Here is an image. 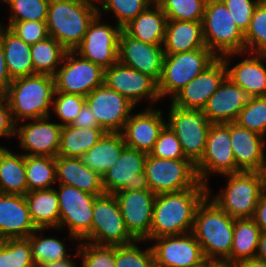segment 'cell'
<instances>
[{"mask_svg":"<svg viewBox=\"0 0 266 267\" xmlns=\"http://www.w3.org/2000/svg\"><path fill=\"white\" fill-rule=\"evenodd\" d=\"M208 194V187L200 181L190 189L157 194L147 239L186 234L189 227L192 232L196 209Z\"/></svg>","mask_w":266,"mask_h":267,"instance_id":"6da1fadb","label":"cell"},{"mask_svg":"<svg viewBox=\"0 0 266 267\" xmlns=\"http://www.w3.org/2000/svg\"><path fill=\"white\" fill-rule=\"evenodd\" d=\"M97 14L98 8L89 0H50L46 19L48 35L67 51L74 50Z\"/></svg>","mask_w":266,"mask_h":267,"instance_id":"7a4b0ae2","label":"cell"},{"mask_svg":"<svg viewBox=\"0 0 266 267\" xmlns=\"http://www.w3.org/2000/svg\"><path fill=\"white\" fill-rule=\"evenodd\" d=\"M207 199L208 196L196 209L192 232L205 259H216L215 255H219L222 260H227L231 254L235 218L230 217L214 201L207 205Z\"/></svg>","mask_w":266,"mask_h":267,"instance_id":"3957f363","label":"cell"},{"mask_svg":"<svg viewBox=\"0 0 266 267\" xmlns=\"http://www.w3.org/2000/svg\"><path fill=\"white\" fill-rule=\"evenodd\" d=\"M54 92L53 76L34 74L14 79L6 96L11 113H15L17 118L37 119L48 117V108L53 104Z\"/></svg>","mask_w":266,"mask_h":267,"instance_id":"277c9868","label":"cell"},{"mask_svg":"<svg viewBox=\"0 0 266 267\" xmlns=\"http://www.w3.org/2000/svg\"><path fill=\"white\" fill-rule=\"evenodd\" d=\"M232 18L222 0H207L202 29L205 45L212 52L217 48L225 56L244 51V34Z\"/></svg>","mask_w":266,"mask_h":267,"instance_id":"5b68a950","label":"cell"},{"mask_svg":"<svg viewBox=\"0 0 266 267\" xmlns=\"http://www.w3.org/2000/svg\"><path fill=\"white\" fill-rule=\"evenodd\" d=\"M218 57L208 48L189 52L165 54L160 79L159 95L173 93L175 96L192 79L208 68Z\"/></svg>","mask_w":266,"mask_h":267,"instance_id":"8992f818","label":"cell"},{"mask_svg":"<svg viewBox=\"0 0 266 267\" xmlns=\"http://www.w3.org/2000/svg\"><path fill=\"white\" fill-rule=\"evenodd\" d=\"M144 173L155 195L190 189L199 182L190 159H162L147 154Z\"/></svg>","mask_w":266,"mask_h":267,"instance_id":"52a82bcc","label":"cell"},{"mask_svg":"<svg viewBox=\"0 0 266 267\" xmlns=\"http://www.w3.org/2000/svg\"><path fill=\"white\" fill-rule=\"evenodd\" d=\"M228 176L227 189L213 201L230 217L253 218L263 195L259 171H240Z\"/></svg>","mask_w":266,"mask_h":267,"instance_id":"ba28073f","label":"cell"},{"mask_svg":"<svg viewBox=\"0 0 266 267\" xmlns=\"http://www.w3.org/2000/svg\"><path fill=\"white\" fill-rule=\"evenodd\" d=\"M91 231L83 239L98 245H128L136 241L128 232L114 194H103L93 204ZM105 241V242H103Z\"/></svg>","mask_w":266,"mask_h":267,"instance_id":"9c48e42d","label":"cell"},{"mask_svg":"<svg viewBox=\"0 0 266 267\" xmlns=\"http://www.w3.org/2000/svg\"><path fill=\"white\" fill-rule=\"evenodd\" d=\"M169 123L184 155L196 164L203 156L211 123L203 110L183 109L172 104Z\"/></svg>","mask_w":266,"mask_h":267,"instance_id":"30bf717a","label":"cell"},{"mask_svg":"<svg viewBox=\"0 0 266 267\" xmlns=\"http://www.w3.org/2000/svg\"><path fill=\"white\" fill-rule=\"evenodd\" d=\"M73 53L74 50L66 52L62 59L63 62L66 61L64 67L56 71L53 76L55 92L86 97L104 83V69L83 57L80 59L73 57Z\"/></svg>","mask_w":266,"mask_h":267,"instance_id":"8fae6325","label":"cell"},{"mask_svg":"<svg viewBox=\"0 0 266 267\" xmlns=\"http://www.w3.org/2000/svg\"><path fill=\"white\" fill-rule=\"evenodd\" d=\"M199 181L204 183L209 172L232 174L241 170L236 166L230 139V123H211L206 148L201 159L195 164Z\"/></svg>","mask_w":266,"mask_h":267,"instance_id":"7c38bea8","label":"cell"},{"mask_svg":"<svg viewBox=\"0 0 266 267\" xmlns=\"http://www.w3.org/2000/svg\"><path fill=\"white\" fill-rule=\"evenodd\" d=\"M56 194L60 208L59 227L67 224L72 237L83 239L92 228L93 204L97 196L65 184H60Z\"/></svg>","mask_w":266,"mask_h":267,"instance_id":"4fadbf2b","label":"cell"},{"mask_svg":"<svg viewBox=\"0 0 266 267\" xmlns=\"http://www.w3.org/2000/svg\"><path fill=\"white\" fill-rule=\"evenodd\" d=\"M147 153L126 147L110 169L102 175L105 193L115 194L120 190H150L144 163Z\"/></svg>","mask_w":266,"mask_h":267,"instance_id":"5bb4252c","label":"cell"},{"mask_svg":"<svg viewBox=\"0 0 266 267\" xmlns=\"http://www.w3.org/2000/svg\"><path fill=\"white\" fill-rule=\"evenodd\" d=\"M98 14L90 22L82 42L74 49L80 56L102 69H108L118 62L119 36L122 28L117 25L115 29L108 25H99Z\"/></svg>","mask_w":266,"mask_h":267,"instance_id":"9a60e30c","label":"cell"},{"mask_svg":"<svg viewBox=\"0 0 266 267\" xmlns=\"http://www.w3.org/2000/svg\"><path fill=\"white\" fill-rule=\"evenodd\" d=\"M100 127L105 132L120 133L124 129L129 113L134 107L127 98L102 84L95 88L86 97Z\"/></svg>","mask_w":266,"mask_h":267,"instance_id":"2e32d148","label":"cell"},{"mask_svg":"<svg viewBox=\"0 0 266 267\" xmlns=\"http://www.w3.org/2000/svg\"><path fill=\"white\" fill-rule=\"evenodd\" d=\"M114 195L129 234L136 241L147 239L156 195L151 190H120Z\"/></svg>","mask_w":266,"mask_h":267,"instance_id":"e0dca14e","label":"cell"},{"mask_svg":"<svg viewBox=\"0 0 266 267\" xmlns=\"http://www.w3.org/2000/svg\"><path fill=\"white\" fill-rule=\"evenodd\" d=\"M184 235L155 238L158 241L152 246L155 267H202L205 257L194 233Z\"/></svg>","mask_w":266,"mask_h":267,"instance_id":"ac0fdd59","label":"cell"},{"mask_svg":"<svg viewBox=\"0 0 266 267\" xmlns=\"http://www.w3.org/2000/svg\"><path fill=\"white\" fill-rule=\"evenodd\" d=\"M218 57L208 68L192 79L175 96L172 104L192 110H203L208 99L227 76L228 61Z\"/></svg>","mask_w":266,"mask_h":267,"instance_id":"d6986e66","label":"cell"},{"mask_svg":"<svg viewBox=\"0 0 266 267\" xmlns=\"http://www.w3.org/2000/svg\"><path fill=\"white\" fill-rule=\"evenodd\" d=\"M104 84L123 95L134 105L143 96H149L152 101L160 98L158 82L154 78L119 61L104 70Z\"/></svg>","mask_w":266,"mask_h":267,"instance_id":"ffe728a7","label":"cell"},{"mask_svg":"<svg viewBox=\"0 0 266 267\" xmlns=\"http://www.w3.org/2000/svg\"><path fill=\"white\" fill-rule=\"evenodd\" d=\"M162 45H151L128 35L123 29L119 36L118 61L132 69L147 74L157 82L164 60Z\"/></svg>","mask_w":266,"mask_h":267,"instance_id":"44dd1931","label":"cell"},{"mask_svg":"<svg viewBox=\"0 0 266 267\" xmlns=\"http://www.w3.org/2000/svg\"><path fill=\"white\" fill-rule=\"evenodd\" d=\"M24 195L0 193V241L28 238L35 231Z\"/></svg>","mask_w":266,"mask_h":267,"instance_id":"7402d4cb","label":"cell"},{"mask_svg":"<svg viewBox=\"0 0 266 267\" xmlns=\"http://www.w3.org/2000/svg\"><path fill=\"white\" fill-rule=\"evenodd\" d=\"M250 96L227 76L203 108L210 123H232Z\"/></svg>","mask_w":266,"mask_h":267,"instance_id":"603a6c76","label":"cell"},{"mask_svg":"<svg viewBox=\"0 0 266 267\" xmlns=\"http://www.w3.org/2000/svg\"><path fill=\"white\" fill-rule=\"evenodd\" d=\"M48 117L34 119L35 123L20 126L18 132L21 146L31 151L28 156L56 158L60 148L62 124L48 123Z\"/></svg>","mask_w":266,"mask_h":267,"instance_id":"cb8c5ba5","label":"cell"},{"mask_svg":"<svg viewBox=\"0 0 266 267\" xmlns=\"http://www.w3.org/2000/svg\"><path fill=\"white\" fill-rule=\"evenodd\" d=\"M161 118L160 111L151 109L130 116L121 132L126 147L149 154L166 124Z\"/></svg>","mask_w":266,"mask_h":267,"instance_id":"d4e9b609","label":"cell"},{"mask_svg":"<svg viewBox=\"0 0 266 267\" xmlns=\"http://www.w3.org/2000/svg\"><path fill=\"white\" fill-rule=\"evenodd\" d=\"M262 136L230 123V139L236 166L241 171H259L264 163Z\"/></svg>","mask_w":266,"mask_h":267,"instance_id":"484cf974","label":"cell"},{"mask_svg":"<svg viewBox=\"0 0 266 267\" xmlns=\"http://www.w3.org/2000/svg\"><path fill=\"white\" fill-rule=\"evenodd\" d=\"M56 179L60 184L73 186L96 196L105 194L102 176L87 167L80 158L57 156Z\"/></svg>","mask_w":266,"mask_h":267,"instance_id":"4316f807","label":"cell"},{"mask_svg":"<svg viewBox=\"0 0 266 267\" xmlns=\"http://www.w3.org/2000/svg\"><path fill=\"white\" fill-rule=\"evenodd\" d=\"M163 45L165 54L207 48L203 38L202 21L167 20Z\"/></svg>","mask_w":266,"mask_h":267,"instance_id":"83f0119b","label":"cell"},{"mask_svg":"<svg viewBox=\"0 0 266 267\" xmlns=\"http://www.w3.org/2000/svg\"><path fill=\"white\" fill-rule=\"evenodd\" d=\"M6 30H3L0 26V40L11 79L34 75L31 45L24 42L9 28Z\"/></svg>","mask_w":266,"mask_h":267,"instance_id":"f1b7e54d","label":"cell"},{"mask_svg":"<svg viewBox=\"0 0 266 267\" xmlns=\"http://www.w3.org/2000/svg\"><path fill=\"white\" fill-rule=\"evenodd\" d=\"M125 148L126 144L121 132H105L80 159L87 167L102 176L115 164Z\"/></svg>","mask_w":266,"mask_h":267,"instance_id":"f546056e","label":"cell"},{"mask_svg":"<svg viewBox=\"0 0 266 267\" xmlns=\"http://www.w3.org/2000/svg\"><path fill=\"white\" fill-rule=\"evenodd\" d=\"M156 11L149 6L122 29L133 38L151 45H162L165 38L167 17L154 1Z\"/></svg>","mask_w":266,"mask_h":267,"instance_id":"4dcf8cb0","label":"cell"},{"mask_svg":"<svg viewBox=\"0 0 266 267\" xmlns=\"http://www.w3.org/2000/svg\"><path fill=\"white\" fill-rule=\"evenodd\" d=\"M256 55L258 57L246 58L232 69H227V77L250 97L266 96V68L259 59H266V54Z\"/></svg>","mask_w":266,"mask_h":267,"instance_id":"1f68e13d","label":"cell"},{"mask_svg":"<svg viewBox=\"0 0 266 267\" xmlns=\"http://www.w3.org/2000/svg\"><path fill=\"white\" fill-rule=\"evenodd\" d=\"M24 196L36 228L59 227L60 208L55 189L35 190Z\"/></svg>","mask_w":266,"mask_h":267,"instance_id":"d6a6232c","label":"cell"},{"mask_svg":"<svg viewBox=\"0 0 266 267\" xmlns=\"http://www.w3.org/2000/svg\"><path fill=\"white\" fill-rule=\"evenodd\" d=\"M27 192L25 155L15 156L0 147V193L25 195Z\"/></svg>","mask_w":266,"mask_h":267,"instance_id":"836d02e7","label":"cell"},{"mask_svg":"<svg viewBox=\"0 0 266 267\" xmlns=\"http://www.w3.org/2000/svg\"><path fill=\"white\" fill-rule=\"evenodd\" d=\"M101 127L62 126L58 156L80 158L103 136Z\"/></svg>","mask_w":266,"mask_h":267,"instance_id":"e575fe53","label":"cell"},{"mask_svg":"<svg viewBox=\"0 0 266 267\" xmlns=\"http://www.w3.org/2000/svg\"><path fill=\"white\" fill-rule=\"evenodd\" d=\"M261 230L253 218H235L233 243L230 257L231 262L256 258Z\"/></svg>","mask_w":266,"mask_h":267,"instance_id":"d590c367","label":"cell"},{"mask_svg":"<svg viewBox=\"0 0 266 267\" xmlns=\"http://www.w3.org/2000/svg\"><path fill=\"white\" fill-rule=\"evenodd\" d=\"M66 52L67 50L51 36L31 45L34 73L54 76L56 65Z\"/></svg>","mask_w":266,"mask_h":267,"instance_id":"8d00e7d4","label":"cell"},{"mask_svg":"<svg viewBox=\"0 0 266 267\" xmlns=\"http://www.w3.org/2000/svg\"><path fill=\"white\" fill-rule=\"evenodd\" d=\"M25 171L28 192L51 189V183L56 182L54 157L25 155Z\"/></svg>","mask_w":266,"mask_h":267,"instance_id":"74e56055","label":"cell"},{"mask_svg":"<svg viewBox=\"0 0 266 267\" xmlns=\"http://www.w3.org/2000/svg\"><path fill=\"white\" fill-rule=\"evenodd\" d=\"M0 267H35L27 238L0 241Z\"/></svg>","mask_w":266,"mask_h":267,"instance_id":"f35d334b","label":"cell"},{"mask_svg":"<svg viewBox=\"0 0 266 267\" xmlns=\"http://www.w3.org/2000/svg\"><path fill=\"white\" fill-rule=\"evenodd\" d=\"M167 20L202 21L207 0H155Z\"/></svg>","mask_w":266,"mask_h":267,"instance_id":"ab89813d","label":"cell"},{"mask_svg":"<svg viewBox=\"0 0 266 267\" xmlns=\"http://www.w3.org/2000/svg\"><path fill=\"white\" fill-rule=\"evenodd\" d=\"M235 123L262 136L266 131V96L250 97Z\"/></svg>","mask_w":266,"mask_h":267,"instance_id":"60d3db41","label":"cell"},{"mask_svg":"<svg viewBox=\"0 0 266 267\" xmlns=\"http://www.w3.org/2000/svg\"><path fill=\"white\" fill-rule=\"evenodd\" d=\"M244 40V51L256 47L257 54H266V0H261L255 7Z\"/></svg>","mask_w":266,"mask_h":267,"instance_id":"b9f144b4","label":"cell"},{"mask_svg":"<svg viewBox=\"0 0 266 267\" xmlns=\"http://www.w3.org/2000/svg\"><path fill=\"white\" fill-rule=\"evenodd\" d=\"M27 239L31 245L35 267L42 264L68 259V257H66V250L63 243L57 239H39L33 235V233Z\"/></svg>","mask_w":266,"mask_h":267,"instance_id":"7bdbcfd3","label":"cell"},{"mask_svg":"<svg viewBox=\"0 0 266 267\" xmlns=\"http://www.w3.org/2000/svg\"><path fill=\"white\" fill-rule=\"evenodd\" d=\"M4 1V0H3ZM13 9L10 24L19 21H46L50 0H5Z\"/></svg>","mask_w":266,"mask_h":267,"instance_id":"ee69618b","label":"cell"},{"mask_svg":"<svg viewBox=\"0 0 266 267\" xmlns=\"http://www.w3.org/2000/svg\"><path fill=\"white\" fill-rule=\"evenodd\" d=\"M115 267H155L152 247L141 251L136 244L115 246Z\"/></svg>","mask_w":266,"mask_h":267,"instance_id":"f6af8a7d","label":"cell"},{"mask_svg":"<svg viewBox=\"0 0 266 267\" xmlns=\"http://www.w3.org/2000/svg\"><path fill=\"white\" fill-rule=\"evenodd\" d=\"M152 1L155 0H103L101 3L105 11H114L118 18L117 25L123 28L151 5Z\"/></svg>","mask_w":266,"mask_h":267,"instance_id":"bcb514c9","label":"cell"},{"mask_svg":"<svg viewBox=\"0 0 266 267\" xmlns=\"http://www.w3.org/2000/svg\"><path fill=\"white\" fill-rule=\"evenodd\" d=\"M77 253L83 255L82 267H115V245L82 244Z\"/></svg>","mask_w":266,"mask_h":267,"instance_id":"7dc6e473","label":"cell"},{"mask_svg":"<svg viewBox=\"0 0 266 267\" xmlns=\"http://www.w3.org/2000/svg\"><path fill=\"white\" fill-rule=\"evenodd\" d=\"M149 155L162 159H189L184 155L176 134L167 125L161 130Z\"/></svg>","mask_w":266,"mask_h":267,"instance_id":"c3c4849f","label":"cell"},{"mask_svg":"<svg viewBox=\"0 0 266 267\" xmlns=\"http://www.w3.org/2000/svg\"><path fill=\"white\" fill-rule=\"evenodd\" d=\"M58 95L56 101H53L54 110L58 117L62 119V126L71 125L81 108L86 103V98L79 94H66L63 92H54Z\"/></svg>","mask_w":266,"mask_h":267,"instance_id":"681fc988","label":"cell"},{"mask_svg":"<svg viewBox=\"0 0 266 267\" xmlns=\"http://www.w3.org/2000/svg\"><path fill=\"white\" fill-rule=\"evenodd\" d=\"M8 28L29 45L49 36L46 21H19L12 23Z\"/></svg>","mask_w":266,"mask_h":267,"instance_id":"f907efd6","label":"cell"},{"mask_svg":"<svg viewBox=\"0 0 266 267\" xmlns=\"http://www.w3.org/2000/svg\"><path fill=\"white\" fill-rule=\"evenodd\" d=\"M232 15L236 26L245 34L248 30L255 7L261 0H222Z\"/></svg>","mask_w":266,"mask_h":267,"instance_id":"816d5d0a","label":"cell"},{"mask_svg":"<svg viewBox=\"0 0 266 267\" xmlns=\"http://www.w3.org/2000/svg\"><path fill=\"white\" fill-rule=\"evenodd\" d=\"M14 127L15 121H13L7 96L0 94V136L15 134L16 128Z\"/></svg>","mask_w":266,"mask_h":267,"instance_id":"f5cc1de1","label":"cell"},{"mask_svg":"<svg viewBox=\"0 0 266 267\" xmlns=\"http://www.w3.org/2000/svg\"><path fill=\"white\" fill-rule=\"evenodd\" d=\"M71 125L80 128L100 127L95 115L93 114L90 106L87 103L83 105L81 111L76 116L75 120Z\"/></svg>","mask_w":266,"mask_h":267,"instance_id":"db71d44e","label":"cell"},{"mask_svg":"<svg viewBox=\"0 0 266 267\" xmlns=\"http://www.w3.org/2000/svg\"><path fill=\"white\" fill-rule=\"evenodd\" d=\"M12 79L8 73L2 42L0 40V94L6 95Z\"/></svg>","mask_w":266,"mask_h":267,"instance_id":"11a10c76","label":"cell"},{"mask_svg":"<svg viewBox=\"0 0 266 267\" xmlns=\"http://www.w3.org/2000/svg\"><path fill=\"white\" fill-rule=\"evenodd\" d=\"M255 223L260 227L261 232H266V195L260 197L255 214L253 216Z\"/></svg>","mask_w":266,"mask_h":267,"instance_id":"9f6ffc18","label":"cell"},{"mask_svg":"<svg viewBox=\"0 0 266 267\" xmlns=\"http://www.w3.org/2000/svg\"><path fill=\"white\" fill-rule=\"evenodd\" d=\"M202 267H235V263L222 259H205Z\"/></svg>","mask_w":266,"mask_h":267,"instance_id":"6f0895ef","label":"cell"},{"mask_svg":"<svg viewBox=\"0 0 266 267\" xmlns=\"http://www.w3.org/2000/svg\"><path fill=\"white\" fill-rule=\"evenodd\" d=\"M235 267H266V261L258 258H251L235 263Z\"/></svg>","mask_w":266,"mask_h":267,"instance_id":"680465c9","label":"cell"},{"mask_svg":"<svg viewBox=\"0 0 266 267\" xmlns=\"http://www.w3.org/2000/svg\"><path fill=\"white\" fill-rule=\"evenodd\" d=\"M256 258L266 261V232H261L258 243Z\"/></svg>","mask_w":266,"mask_h":267,"instance_id":"91938a15","label":"cell"},{"mask_svg":"<svg viewBox=\"0 0 266 267\" xmlns=\"http://www.w3.org/2000/svg\"><path fill=\"white\" fill-rule=\"evenodd\" d=\"M37 267H75L74 263L70 259H64L56 262L42 264Z\"/></svg>","mask_w":266,"mask_h":267,"instance_id":"94428289","label":"cell"},{"mask_svg":"<svg viewBox=\"0 0 266 267\" xmlns=\"http://www.w3.org/2000/svg\"><path fill=\"white\" fill-rule=\"evenodd\" d=\"M259 173H260L261 180H262V190H263V194H264V192L266 191V165H265V162L261 165Z\"/></svg>","mask_w":266,"mask_h":267,"instance_id":"6125c7cd","label":"cell"}]
</instances>
